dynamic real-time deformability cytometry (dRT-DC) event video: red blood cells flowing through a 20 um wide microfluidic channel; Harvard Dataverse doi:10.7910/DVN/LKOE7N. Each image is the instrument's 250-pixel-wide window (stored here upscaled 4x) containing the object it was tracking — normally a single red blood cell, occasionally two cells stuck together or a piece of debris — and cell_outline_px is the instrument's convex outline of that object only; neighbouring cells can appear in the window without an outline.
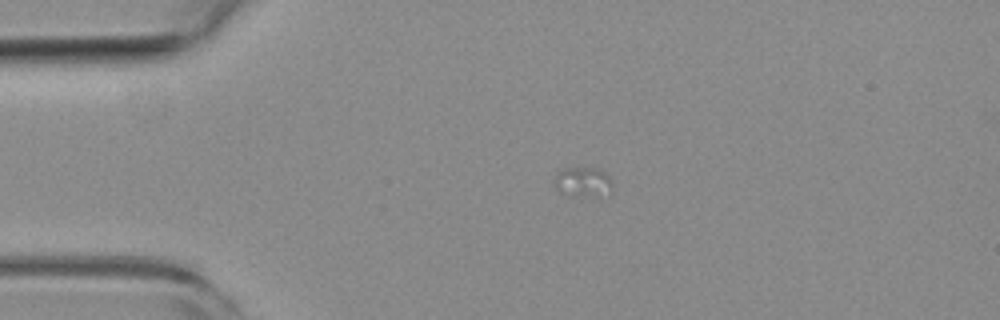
{"species": "common noctule bat (a hibernating species)", "species_latin": "Nyctalus noctula", "temperature_condition": "room temperature", "stored_images_in_passage": 9, "camera_frame_rate_fps": 3000, "um_per_image_px": 0.085, "animal": {"sex": "female", "body_mass_g": 19.3, "forearm_length_mm": 54.1}, "frame": {"image": 1, "passage_image": 2, "time_ms": 0.333, "image_size_px": [1000, 320], "cell_outline_px": [[612, 192], [600, 200], [560, 192], [556, 188], [556, 172], [560, 168], [600, 168], [612, 180]], "centroid_in_image_um": [49.64, 15.51], "position_along_channel_um": 35.4, "area_um2": 10.58}}